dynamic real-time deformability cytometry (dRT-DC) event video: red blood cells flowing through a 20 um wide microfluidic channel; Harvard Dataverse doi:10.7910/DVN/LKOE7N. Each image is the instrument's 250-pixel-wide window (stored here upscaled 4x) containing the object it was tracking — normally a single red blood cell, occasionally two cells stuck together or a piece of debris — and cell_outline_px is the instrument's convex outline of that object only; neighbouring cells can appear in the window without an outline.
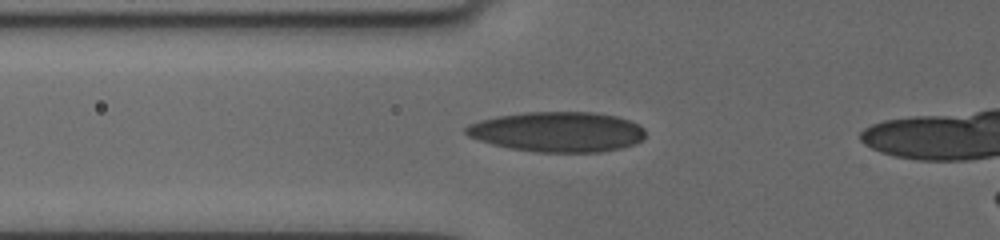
{"species": "human", "species_latin": "Homo sapiens", "temperature_condition": "cold", "stored_images_in_passage": 4, "camera_frame_rate_fps": 3000, "um_per_image_px": 0.085, "donor": {"sex": "female"}, "frame": {"image": 1, "passage_image": 3, "time_ms": 2.0, "image_size_px": [1000, 240], "cell_outline_px": [[644, 136], [640, 140], [632, 144], [620, 148], [600, 152], [536, 152], [508, 148], [492, 144], [468, 136], [464, 132], [464, 128], [468, 124], [480, 120], [496, 116], [524, 112], [592, 112], [616, 116], [628, 120], [644, 128]], "centroid_in_image_um": [47.33, 11.2], "position_along_channel_um": 78.5, "area_um2": 41.91}}